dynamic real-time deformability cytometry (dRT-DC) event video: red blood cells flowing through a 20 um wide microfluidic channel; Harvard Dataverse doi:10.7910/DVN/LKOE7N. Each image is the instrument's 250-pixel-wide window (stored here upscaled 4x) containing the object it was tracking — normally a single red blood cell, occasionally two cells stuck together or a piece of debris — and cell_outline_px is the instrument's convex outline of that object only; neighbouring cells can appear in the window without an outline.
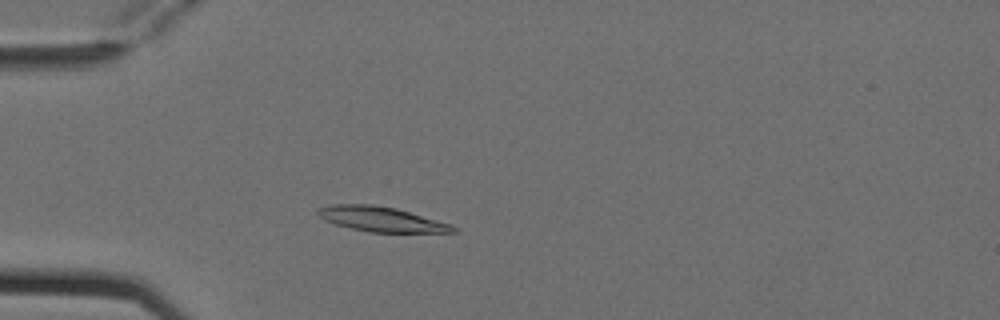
{"species": "Egyptian fruit bat (a non-hibernating species)", "species_latin": "Rousettus aegyptiacus", "temperature_condition": "cold", "stored_images_in_passage": 3, "camera_frame_rate_fps": 3000, "um_per_image_px": 0.085, "animal": {"sex": "female"}, "frame": {"image": 1, "passage_image": 3, "time_ms": 0.667, "image_size_px": [1000, 320], "cell_outline_px": [[456, 232], [368, 232], [336, 224], [324, 220], [316, 212], [316, 208], [332, 204], [372, 204], [396, 208], [452, 224], [456, 228]], "centroid_in_image_um": [32.39, 18.62], "position_along_channel_um": 52.6, "area_um2": 19.54}}